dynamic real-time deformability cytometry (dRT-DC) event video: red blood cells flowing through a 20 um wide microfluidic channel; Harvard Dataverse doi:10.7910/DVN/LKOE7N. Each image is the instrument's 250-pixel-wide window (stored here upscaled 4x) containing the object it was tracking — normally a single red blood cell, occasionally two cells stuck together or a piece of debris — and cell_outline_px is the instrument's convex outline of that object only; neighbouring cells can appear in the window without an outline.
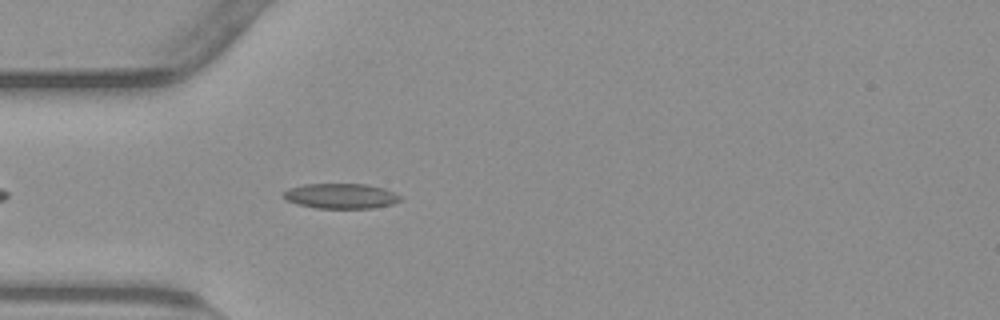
{"species": "common noctule bat (a hibernating species)", "species_latin": "Nyctalus noctula", "temperature_condition": "warm", "stored_images_in_passage": 36, "camera_frame_rate_fps": 3000, "um_per_image_px": 0.085, "animal": {"sex": "male", "body_mass_g": 23.1, "forearm_length_mm": 52.7}, "frame": {"image": 1, "passage_image": 6, "time_ms": 1.667, "image_size_px": [1000, 320], "cell_outline_px": [[400, 200], [392, 204], [372, 208], [316, 208], [300, 204], [288, 200], [284, 196], [284, 192], [288, 188], [304, 184], [364, 184], [384, 188], [400, 196]], "centroid_in_image_um": [28.98, 16.65], "position_along_channel_um": 56.0, "area_um2": 16.82}}
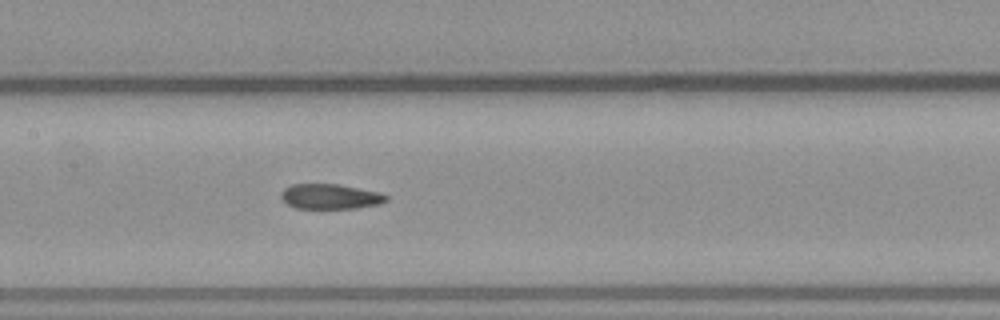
{"frame": {"image": 2, "passage_image": 16, "time_ms": 5.0, "image_size_px": [1000, 320], "cell_outline_px": [[388, 200], [380, 204], [356, 208], [296, 208], [288, 204], [280, 196], [280, 192], [284, 188], [292, 184], [340, 184], [380, 192], [388, 196]], "centroid_in_image_um": [28.09, 16.69], "position_along_channel_um": 179.3, "area_um2": 15.43}}
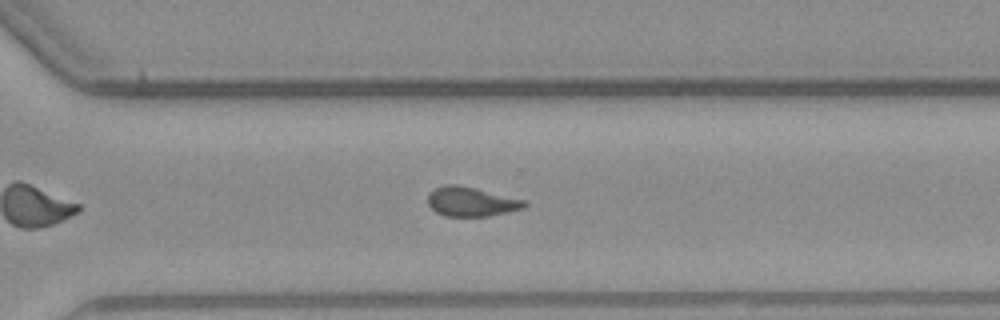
{"frame": {"image": 3, "passage_image": 28, "time_ms": 9.0, "image_size_px": [1000, 320], "cell_outline_px": [[528, 204], [524, 208], [508, 212], [488, 216], [444, 216], [436, 212], [428, 204], [428, 192], [444, 184], [456, 184], [476, 188], [528, 200]], "centroid_in_image_um": [40.08, 17.13], "position_along_channel_um": 330.5, "area_um2": 16.76}, "authors_computed_cell_mechanics": {"area_um2": 16.5308, "velocity_mm_per_s": 3.7914, "shape_relaxation_time_tau1_ms": null, "shape_relaxation_time_tau2_ms": 3.7016, "deformation_change_tau1": null, "deformation_change_tau2": 0.1076}}